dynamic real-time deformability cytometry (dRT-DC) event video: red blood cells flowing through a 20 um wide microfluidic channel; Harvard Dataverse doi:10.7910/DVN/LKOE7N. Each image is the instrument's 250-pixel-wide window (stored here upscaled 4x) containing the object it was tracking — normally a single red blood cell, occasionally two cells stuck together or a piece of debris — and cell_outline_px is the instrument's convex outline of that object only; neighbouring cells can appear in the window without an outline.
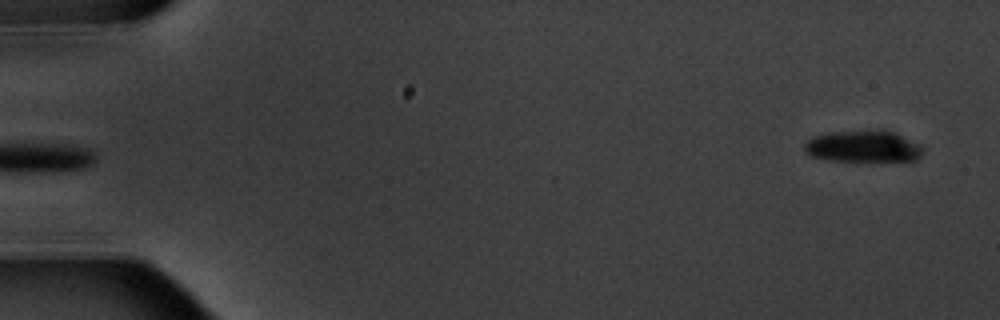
{"species": "common noctule bat (a hibernating species)", "species_latin": "Nyctalus noctula", "temperature_condition": "warm", "stored_images_in_passage": 5, "camera_frame_rate_fps": 3000, "um_per_image_px": 0.085, "animal": {"sex": "male", "body_mass_g": 20.1, "forearm_length_mm": 53.5}, "frame": {"image": 1, "passage_image": 5, "time_ms": 4.667, "image_size_px": [1000, 320], "cell_outline_px": [[920, 156], [916, 160], [828, 160], [812, 156], [804, 148], [804, 144], [812, 136], [832, 132], [884, 128], [920, 144]], "centroid_in_image_um": [73.35, 12.4], "position_along_channel_um": 11.7, "area_um2": 21.68}}